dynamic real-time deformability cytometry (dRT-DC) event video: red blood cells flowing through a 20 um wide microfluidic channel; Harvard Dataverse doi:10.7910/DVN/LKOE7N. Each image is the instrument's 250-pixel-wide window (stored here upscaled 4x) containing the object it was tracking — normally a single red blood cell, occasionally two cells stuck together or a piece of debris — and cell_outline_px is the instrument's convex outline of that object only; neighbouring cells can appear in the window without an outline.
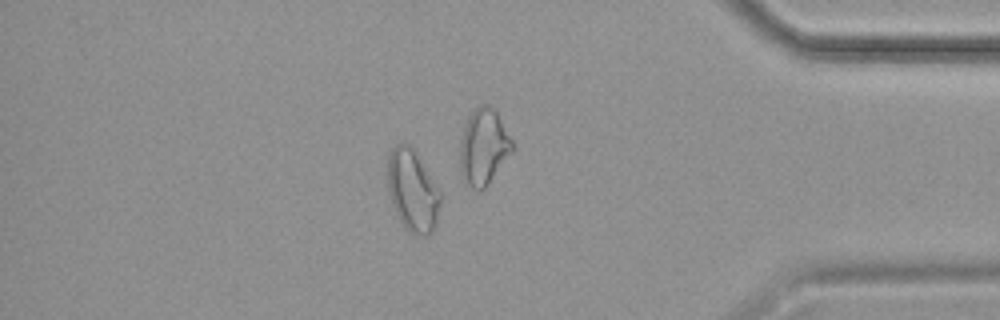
{"species": "common noctule bat (a hibernating species)", "species_latin": "Nyctalus noctula", "temperature_condition": "cold", "stored_images_in_passage": 47, "camera_frame_rate_fps": 3000, "um_per_image_px": 0.085, "animal": {"sex": "female", "body_mass_g": 19.9}, "frame": {"image": 1, "passage_image": 40, "time_ms": 13.0, "image_size_px": [1000, 320], "cell_outline_px": [[440, 204], [436, 224], [432, 232], [428, 236], [412, 236], [400, 220], [392, 204], [388, 192], [388, 156], [392, 148], [400, 140], [408, 144], [412, 148], [440, 188]], "centroid_in_image_um": [35.07, 16.22], "position_along_channel_um": 400.1, "area_um2": 25.43}}